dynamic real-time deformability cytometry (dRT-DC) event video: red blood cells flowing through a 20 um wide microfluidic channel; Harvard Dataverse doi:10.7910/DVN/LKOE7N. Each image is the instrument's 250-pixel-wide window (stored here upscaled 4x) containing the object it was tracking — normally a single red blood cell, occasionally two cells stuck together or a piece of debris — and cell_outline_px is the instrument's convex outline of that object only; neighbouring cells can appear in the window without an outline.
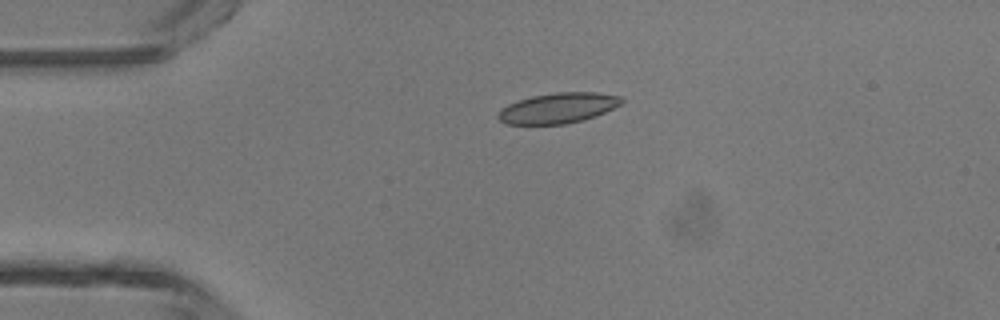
{"species": "common noctule bat (a hibernating species)", "species_latin": "Nyctalus noctula", "temperature_condition": "room temperature", "stored_images_in_passage": 5, "camera_frame_rate_fps": 3000, "um_per_image_px": 0.085, "animal": {"sex": "male", "body_mass_g": 13.3}, "frame": {"image": 1, "passage_image": 4, "time_ms": 1.0, "image_size_px": [1000, 320], "cell_outline_px": [[624, 100], [620, 104], [596, 116], [584, 120], [564, 124], [508, 124], [500, 120], [496, 116], [500, 108], [516, 100], [532, 96], [556, 92], [596, 92], [620, 96]], "centroid_in_image_um": [47.4, 9.18], "position_along_channel_um": 37.6, "area_um2": 21.91}}